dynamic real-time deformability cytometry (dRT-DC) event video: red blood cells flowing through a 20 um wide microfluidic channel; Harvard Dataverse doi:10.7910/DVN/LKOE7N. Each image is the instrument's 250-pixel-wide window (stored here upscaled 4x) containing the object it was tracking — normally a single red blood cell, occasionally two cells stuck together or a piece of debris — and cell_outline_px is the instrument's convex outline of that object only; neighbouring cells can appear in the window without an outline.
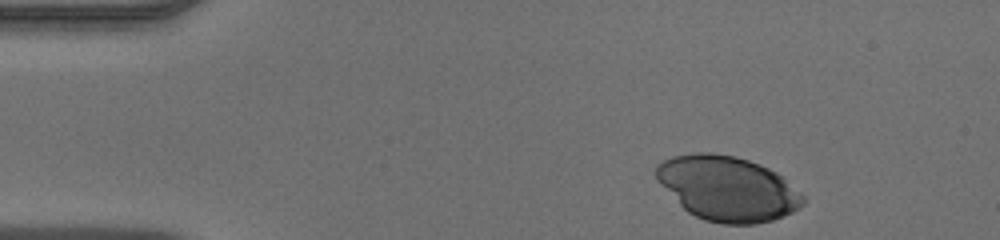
{"species": "human", "species_latin": "Homo sapiens", "temperature_condition": "warm", "stored_images_in_passage": 35, "camera_frame_rate_fps": 3000, "um_per_image_px": 0.085, "donor": {"sex": "male"}, "frame": {"image": 1, "passage_image": 1, "time_ms": 0.0, "image_size_px": [1000, 240], "cell_outline_px": [[804, 204], [792, 212], [772, 220], [756, 224], [720, 224], [704, 220], [688, 212], [656, 180], [656, 164], [672, 156], [696, 152], [708, 152], [736, 156], [760, 164], [776, 172], [804, 196]], "centroid_in_image_um": [61.82, 16.01], "position_along_channel_um": 23.2, "area_um2": 55.2}}